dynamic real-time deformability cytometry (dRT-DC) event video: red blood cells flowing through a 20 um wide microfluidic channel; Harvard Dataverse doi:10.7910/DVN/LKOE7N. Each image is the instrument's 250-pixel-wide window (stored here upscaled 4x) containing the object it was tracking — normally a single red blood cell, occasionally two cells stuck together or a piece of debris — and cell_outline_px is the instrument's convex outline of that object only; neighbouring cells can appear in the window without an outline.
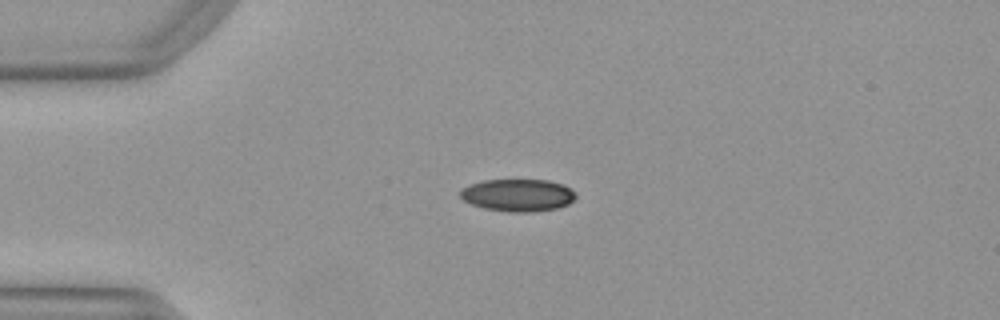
{"species": "Egyptian fruit bat (a non-hibernating species)", "species_latin": "Rousettus aegyptiacus", "temperature_condition": "warm", "stored_images_in_passage": 51, "camera_frame_rate_fps": 3000, "um_per_image_px": 0.085, "animal": {"sex": "female"}, "frame": {"image": 1, "passage_image": 12, "time_ms": 3.667, "image_size_px": [1000, 320], "cell_outline_px": [[576, 196], [568, 204], [556, 208], [532, 212], [508, 212], [484, 208], [472, 204], [464, 200], [460, 196], [460, 188], [468, 184], [484, 180], [548, 180], [564, 184], [576, 192]], "centroid_in_image_um": [44.01, 16.58], "position_along_channel_um": 41.0, "area_um2": 21.91}}
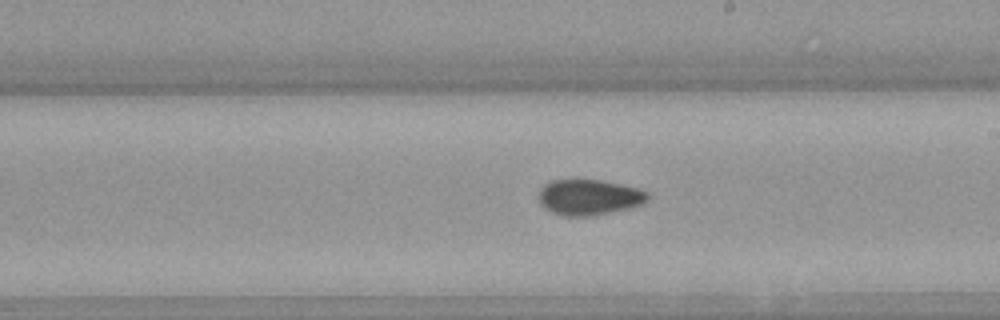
{"frame": {"image": 2, "passage_image": 29, "time_ms": 9.333, "image_size_px": [1000, 320], "cell_outline_px": [[648, 200], [640, 204], [628, 208], [588, 216], [564, 216], [552, 212], [544, 208], [540, 204], [540, 188], [544, 184], [552, 180], [572, 176], [576, 176], [600, 180], [620, 184], [636, 188], [648, 192]], "centroid_in_image_um": [50.0, 16.71], "position_along_channel_um": 239.0, "area_um2": 23.06}}
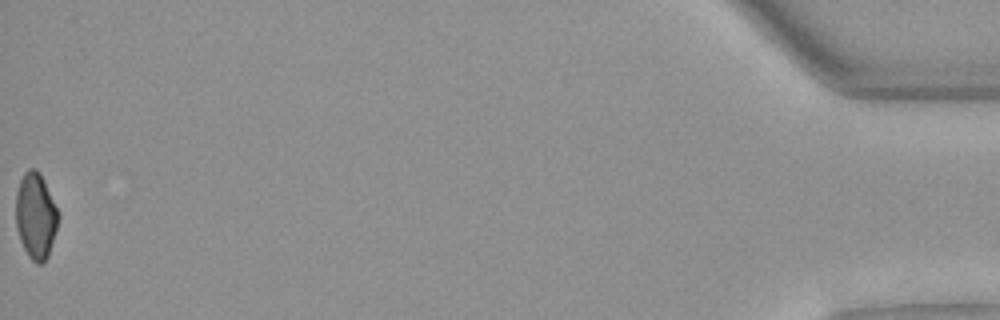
{"frame": {"image": 3, "passage_image": 51, "time_ms": 16.667, "image_size_px": [1000, 320], "cell_outline_px": [[60, 216], [48, 256], [40, 264], [36, 264], [28, 256], [20, 240], [16, 224], [16, 192], [20, 180], [24, 172], [28, 168], [36, 168], [40, 172], [60, 212]], "centroid_in_image_um": [3.05, 18.31], "position_along_channel_um": 432.2, "area_um2": 21.44}, "authors_computed_cell_mechanics": {"area_um2": 22.0218, "velocity_mm_per_s": 3.9992, "shape_relaxation_time_tau1_ms": 10.1396, "shape_relaxation_time_tau2_ms": 4.4804, "deformation_change_tau1": 0.1978, "deformation_change_tau2": 0.0927}}